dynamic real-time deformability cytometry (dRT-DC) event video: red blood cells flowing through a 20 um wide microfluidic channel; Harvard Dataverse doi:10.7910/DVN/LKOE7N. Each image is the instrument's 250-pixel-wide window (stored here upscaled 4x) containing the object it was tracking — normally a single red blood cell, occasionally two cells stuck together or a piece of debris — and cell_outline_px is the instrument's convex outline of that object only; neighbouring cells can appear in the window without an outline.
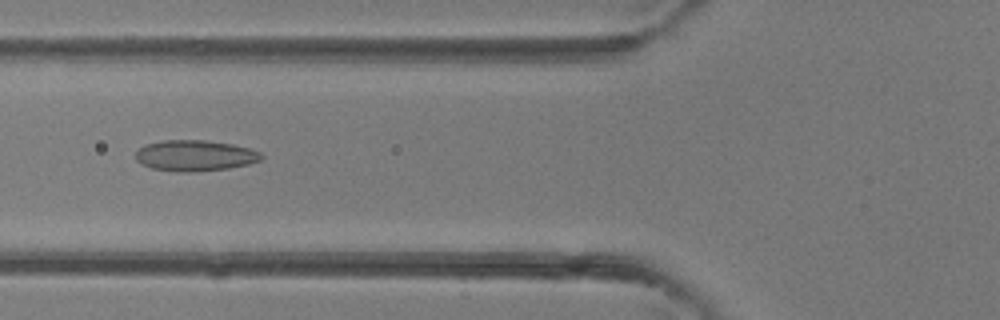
{"species": "common noctule bat (a hibernating species)", "species_latin": "Nyctalus noctula", "temperature_condition": "room temperature", "stored_images_in_passage": 38, "camera_frame_rate_fps": 3000, "um_per_image_px": 0.085, "animal": {"sex": "female"}, "frame": {"image": 1, "passage_image": 13, "time_ms": 4.0, "image_size_px": [1000, 320], "cell_outline_px": [[264, 156], [260, 160], [248, 164], [228, 168], [180, 172], [152, 168], [136, 160], [136, 152], [144, 144], [164, 140], [204, 140], [232, 144], [248, 148], [260, 152]], "centroid_in_image_um": [16.57, 13.21], "position_along_channel_um": 109.2, "area_um2": 22.31}}
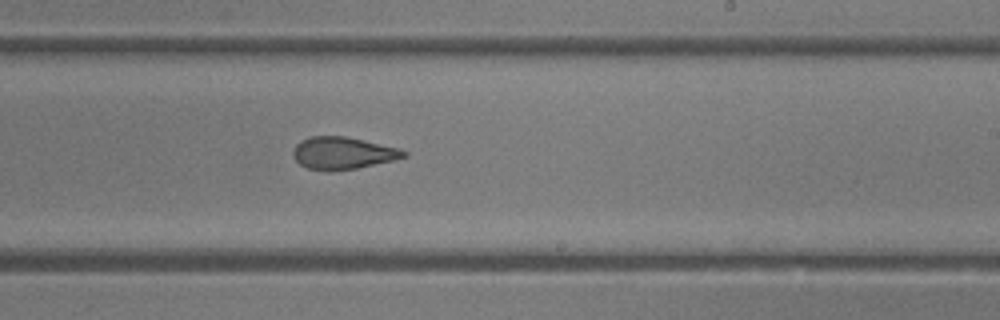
{"frame": {"image": 2, "passage_image": 22, "time_ms": 7.0, "image_size_px": [1000, 320], "cell_outline_px": [[408, 156], [392, 160], [356, 168], [332, 172], [328, 172], [308, 168], [300, 164], [296, 160], [292, 152], [296, 144], [300, 140], [312, 136], [344, 136], [400, 148], [408, 152]], "centroid_in_image_um": [29.12, 13.02], "position_along_channel_um": 259.9, "area_um2": 20.81}}
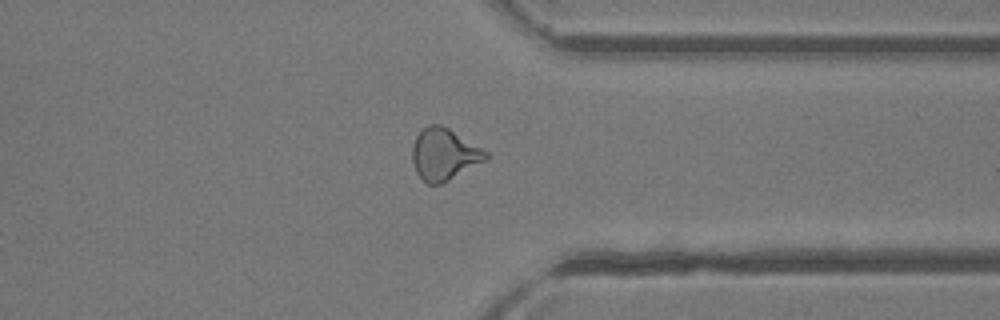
{"frame": {"image": 3, "passage_image": 29, "time_ms": 9.333, "image_size_px": [1000, 320], "cell_outline_px": [[488, 156], [484, 160], [444, 184], [428, 184], [416, 172], [412, 160], [412, 144], [416, 136], [428, 124], [440, 124], [448, 128], [488, 152]], "centroid_in_image_um": [37.72, 13.12], "position_along_channel_um": 373.7, "area_um2": 21.96}}